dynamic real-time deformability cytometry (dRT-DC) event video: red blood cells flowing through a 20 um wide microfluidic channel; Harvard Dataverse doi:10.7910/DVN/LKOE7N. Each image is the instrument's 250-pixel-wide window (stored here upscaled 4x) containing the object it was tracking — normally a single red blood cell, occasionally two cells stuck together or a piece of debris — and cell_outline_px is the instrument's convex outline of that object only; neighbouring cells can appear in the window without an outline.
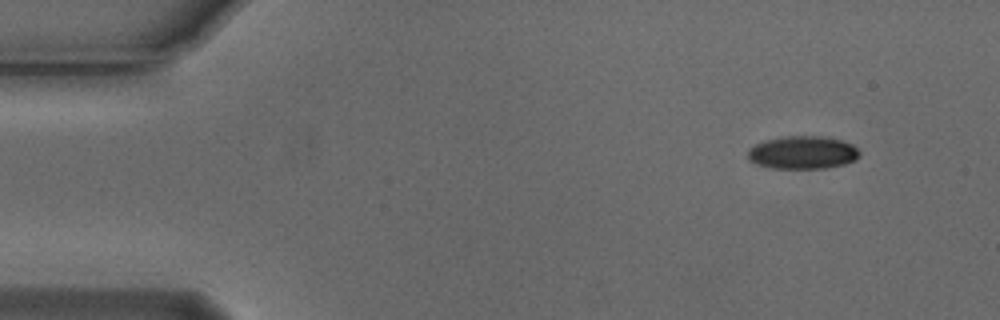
{"species": "Egyptian fruit bat (a non-hibernating species)", "species_latin": "Rousettus aegyptiacus", "temperature_condition": "cold", "stored_images_in_passage": 4, "camera_frame_rate_fps": 3000, "um_per_image_px": 0.085, "animal": {"sex": "male"}, "frame": {"image": 1, "passage_image": 1, "time_ms": 0.0, "image_size_px": [1000, 320], "cell_outline_px": [[860, 156], [856, 160], [844, 164], [824, 168], [772, 168], [748, 160], [748, 148], [764, 140], [784, 136], [820, 136], [844, 140], [852, 144], [860, 152]], "centroid_in_image_um": [68.25, 12.95], "position_along_channel_um": 16.8, "area_um2": 21.5}}
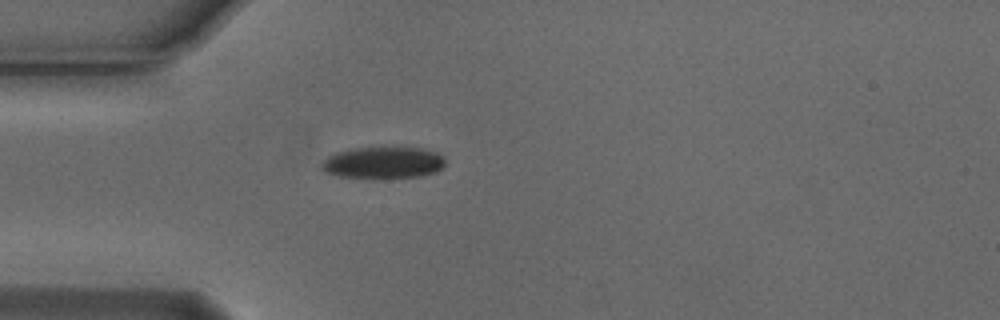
{"frame": {"image": 2, "passage_image": 4, "time_ms": 1.0, "image_size_px": [1000, 320], "cell_outline_px": [[444, 164], [436, 172], [420, 176], [340, 176], [324, 172], [320, 168], [320, 164], [328, 156], [336, 152], [356, 148], [420, 148], [436, 152], [444, 156]], "centroid_in_image_um": [32.56, 13.8], "position_along_channel_um": 52.4, "area_um2": 22.08}}